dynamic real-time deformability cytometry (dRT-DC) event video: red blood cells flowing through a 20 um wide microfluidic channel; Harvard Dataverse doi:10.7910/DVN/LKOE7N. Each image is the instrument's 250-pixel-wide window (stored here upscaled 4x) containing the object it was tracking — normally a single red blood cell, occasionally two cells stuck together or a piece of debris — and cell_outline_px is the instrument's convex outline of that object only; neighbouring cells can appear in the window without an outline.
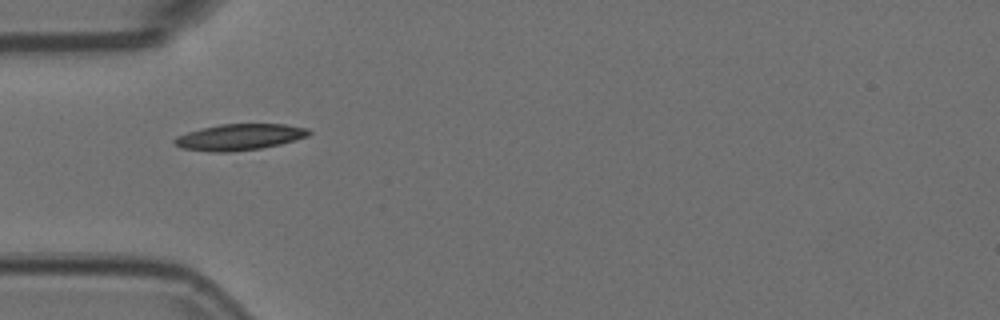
{"species": "Egyptian fruit bat (a non-hibernating species)", "species_latin": "Rousettus aegyptiacus", "temperature_condition": "room temperature", "stored_images_in_passage": 3, "camera_frame_rate_fps": 3000, "um_per_image_px": 0.085, "animal": {"sex": "female"}, "frame": {"image": 1, "passage_image": 1, "time_ms": 0.0, "image_size_px": [1000, 320], "cell_outline_px": [[312, 132], [308, 136], [280, 144], [260, 148], [228, 152], [212, 152], [180, 148], [172, 140], [176, 136], [188, 132], [220, 124], [284, 124], [308, 128]], "centroid_in_image_um": [20.36, 11.65], "position_along_channel_um": 64.6, "area_um2": 20.4}}